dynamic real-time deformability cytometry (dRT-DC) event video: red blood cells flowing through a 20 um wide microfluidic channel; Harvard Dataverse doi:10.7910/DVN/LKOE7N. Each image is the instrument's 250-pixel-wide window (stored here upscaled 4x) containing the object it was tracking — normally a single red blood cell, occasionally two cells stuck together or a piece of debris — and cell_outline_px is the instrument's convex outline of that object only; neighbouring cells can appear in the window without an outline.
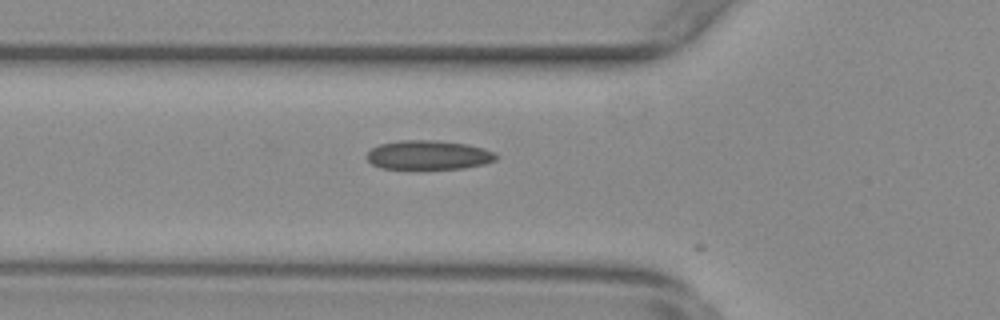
{"species": "common noctule bat (a hibernating species)", "species_latin": "Nyctalus noctula", "temperature_condition": "warm", "stored_images_in_passage": 10, "camera_frame_rate_fps": 3000, "um_per_image_px": 0.085, "animal": {"sex": "female", "body_mass_g": 29.2, "forearm_length_mm": 56.3}, "frame": {"image": 1, "passage_image": 2, "time_ms": 0.333, "image_size_px": [1000, 320], "cell_outline_px": [[496, 160], [484, 164], [464, 168], [380, 168], [372, 164], [368, 160], [368, 152], [372, 148], [380, 144], [400, 140], [432, 140], [464, 144], [480, 148], [492, 152], [496, 156]], "centroid_in_image_um": [36.38, 13.17], "position_along_channel_um": 89.4, "area_um2": 21.44}}
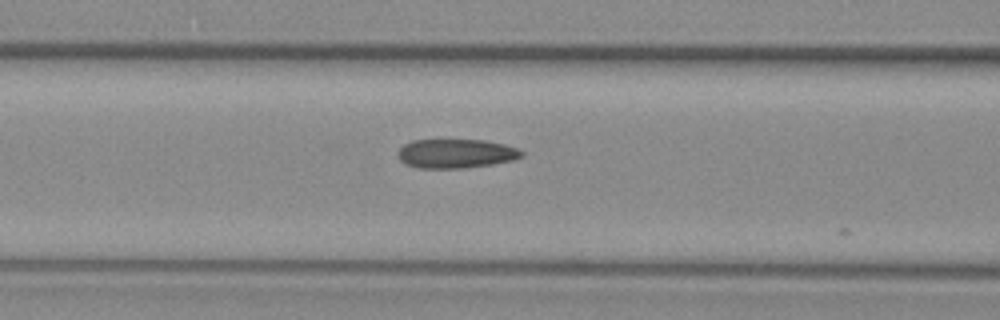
{"frame": {"image": 2, "passage_image": 5, "time_ms": 1.333, "image_size_px": [1000, 320], "cell_outline_px": [[524, 156], [512, 160], [492, 164], [464, 168], [416, 168], [404, 164], [400, 160], [400, 148], [404, 144], [412, 140], [484, 140], [504, 144], [516, 148], [524, 152]], "centroid_in_image_um": [38.76, 13.06], "position_along_channel_um": 127.8, "area_um2": 20.92}}
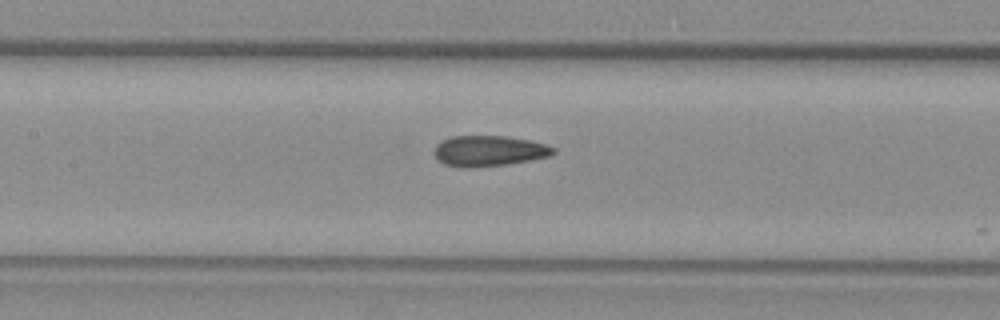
{"frame": {"image": 3, "passage_image": 8, "time_ms": 2.333, "image_size_px": [1000, 320], "cell_outline_px": [[556, 152], [548, 156], [532, 160], [508, 164], [468, 168], [460, 168], [444, 164], [432, 152], [436, 144], [452, 136], [504, 136], [528, 140], [544, 144], [556, 148]], "centroid_in_image_um": [41.54, 12.84], "position_along_channel_um": 165.9, "area_um2": 21.27}}